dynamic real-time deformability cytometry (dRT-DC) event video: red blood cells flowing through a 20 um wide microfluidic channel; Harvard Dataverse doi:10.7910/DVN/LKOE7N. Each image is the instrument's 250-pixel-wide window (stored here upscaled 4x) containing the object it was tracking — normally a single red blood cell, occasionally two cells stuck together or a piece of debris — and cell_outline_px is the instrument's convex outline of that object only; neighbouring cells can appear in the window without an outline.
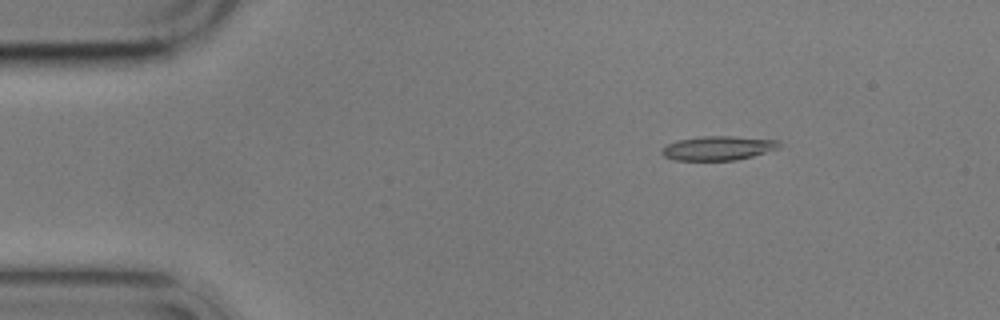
{"species": "common noctule bat (a hibernating species)", "species_latin": "Nyctalus noctula", "temperature_condition": "cold", "stored_images_in_passage": 9, "camera_frame_rate_fps": 3000, "um_per_image_px": 0.085, "animal": {"sex": "male", "body_mass_g": 17.9}, "frame": {"image": 1, "passage_image": 3, "time_ms": 2.333, "image_size_px": [1000, 320], "cell_outline_px": [[784, 144], [780, 148], [752, 156], [736, 160], [676, 160], [664, 156], [660, 152], [660, 148], [676, 140], [704, 136], [732, 136], [780, 140]], "centroid_in_image_um": [61.07, 12.58], "position_along_channel_um": 23.9, "area_um2": 16.7}}
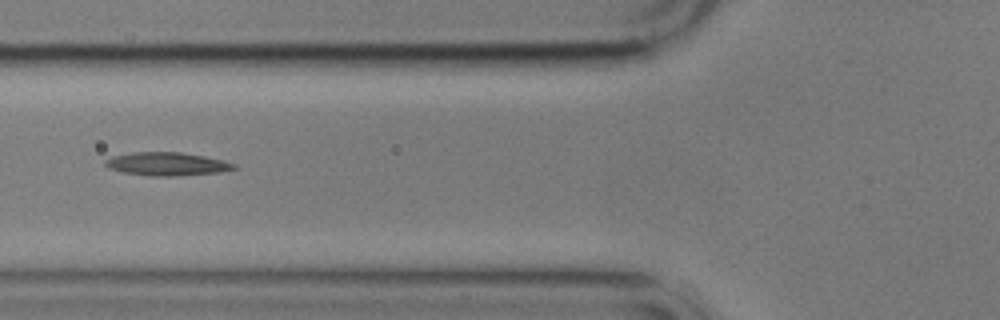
{"frame": {"image": 2, "passage_image": 7, "time_ms": 7.0, "image_size_px": [1000, 320], "cell_outline_px": [[240, 168], [220, 172], [172, 176], [148, 176], [124, 172], [108, 168], [104, 164], [104, 160], [116, 156], [132, 152], [180, 152], [204, 156], [224, 160], [236, 164]], "centroid_in_image_um": [14.23, 13.94], "position_along_channel_um": 111.6, "area_um2": 17.46}}
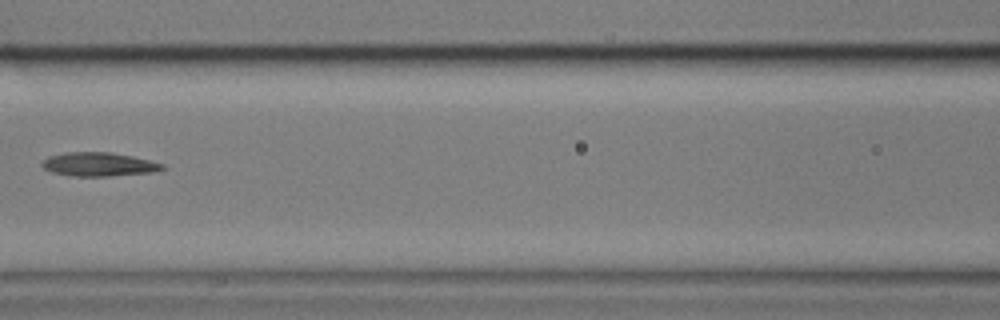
{"frame": {"image": 3, "passage_image": 8, "time_ms": 8.333, "image_size_px": [1000, 320], "cell_outline_px": [[168, 168], [152, 172], [108, 176], [72, 176], [52, 172], [44, 168], [40, 164], [40, 160], [48, 156], [64, 152], [112, 152], [132, 156], [164, 164]], "centroid_in_image_um": [8.36, 13.96], "position_along_channel_um": 158.2, "area_um2": 16.82}}